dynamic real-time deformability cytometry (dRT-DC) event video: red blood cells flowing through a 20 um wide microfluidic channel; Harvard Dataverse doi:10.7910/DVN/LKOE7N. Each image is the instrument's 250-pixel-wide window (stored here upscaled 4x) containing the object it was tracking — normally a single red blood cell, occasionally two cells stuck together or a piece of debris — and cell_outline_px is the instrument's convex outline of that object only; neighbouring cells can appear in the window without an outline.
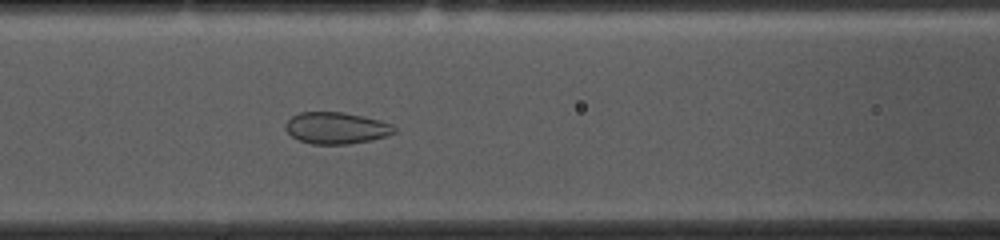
{"species": "common noctule bat (a hibernating species)", "species_latin": "Nyctalus noctula", "temperature_condition": "cold", "stored_images_in_passage": 53, "camera_frame_rate_fps": 3000, "um_per_image_px": 0.085, "animal": {"sex": "female", "body_mass_g": 10.0, "forearm_length_mm": 53.1}, "frame": {"image": 1, "passage_image": 21, "time_ms": 6.667, "image_size_px": [1000, 240], "cell_outline_px": [[396, 132], [372, 140], [348, 144], [312, 144], [300, 140], [292, 136], [284, 128], [284, 124], [292, 116], [300, 112], [344, 112], [380, 120], [392, 124], [396, 128]], "centroid_in_image_um": [28.58, 10.88], "position_along_channel_um": 138.0, "area_um2": 20.06}}
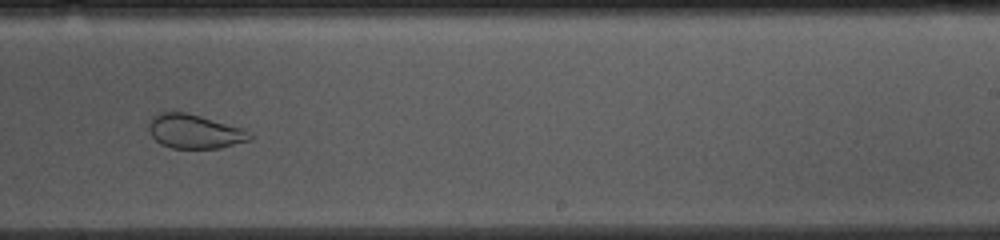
{"frame": {"image": 2, "passage_image": 32, "time_ms": 10.333, "image_size_px": [1000, 240], "cell_outline_px": [[252, 136], [248, 140], [220, 148], [172, 148], [160, 144], [152, 136], [148, 128], [148, 124], [156, 112], [184, 112], [200, 116], [244, 128]], "centroid_in_image_um": [16.5, 11.17], "position_along_channel_um": 272.5, "area_um2": 19.94}}
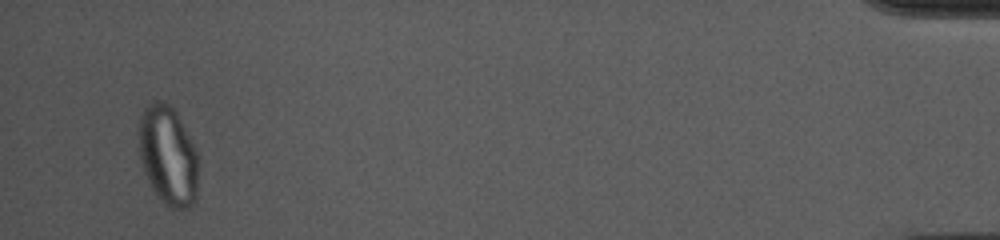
{"frame": {"image": 3, "passage_image": 51, "time_ms": 16.667, "image_size_px": [1000, 240], "cell_outline_px": [[196, 204], [188, 208], [168, 208], [160, 200], [152, 188], [144, 172], [140, 160], [140, 116], [144, 108], [152, 100], [164, 100], [176, 112], [196, 152]], "centroid_in_image_um": [14.26, 13.24], "position_along_channel_um": 420.9, "area_um2": 33.99}}